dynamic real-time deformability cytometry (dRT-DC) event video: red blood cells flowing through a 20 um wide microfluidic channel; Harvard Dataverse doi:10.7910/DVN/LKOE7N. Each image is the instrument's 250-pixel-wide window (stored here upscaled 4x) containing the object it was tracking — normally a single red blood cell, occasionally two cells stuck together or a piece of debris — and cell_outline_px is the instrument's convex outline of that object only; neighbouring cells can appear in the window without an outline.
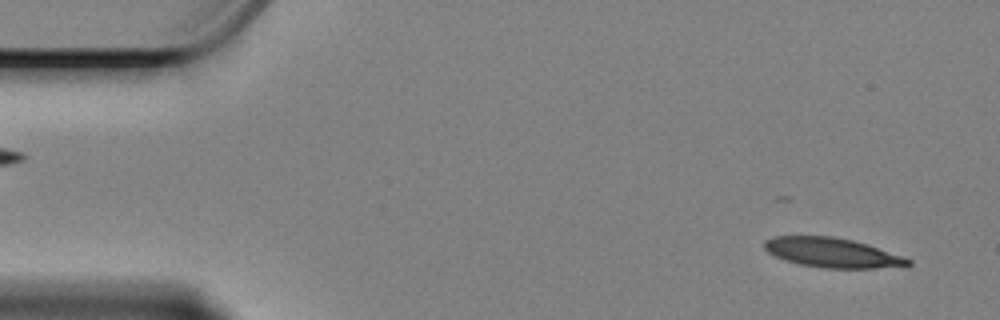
{"species": "Egyptian fruit bat (a non-hibernating species)", "species_latin": "Rousettus aegyptiacus", "temperature_condition": "cold", "stored_images_in_passage": 11, "camera_frame_rate_fps": 3000, "um_per_image_px": 0.085, "animal": {"sex": "female"}, "frame": {"image": 1, "passage_image": 3, "time_ms": 0.667, "image_size_px": [1000, 320], "cell_outline_px": [[912, 264], [876, 268], [824, 268], [800, 264], [784, 260], [768, 252], [764, 248], [764, 240], [772, 236], [832, 236], [852, 240], [868, 244], [904, 256], [912, 260]], "centroid_in_image_um": [70.72, 21.47], "position_along_channel_um": 14.3, "area_um2": 24.74}}